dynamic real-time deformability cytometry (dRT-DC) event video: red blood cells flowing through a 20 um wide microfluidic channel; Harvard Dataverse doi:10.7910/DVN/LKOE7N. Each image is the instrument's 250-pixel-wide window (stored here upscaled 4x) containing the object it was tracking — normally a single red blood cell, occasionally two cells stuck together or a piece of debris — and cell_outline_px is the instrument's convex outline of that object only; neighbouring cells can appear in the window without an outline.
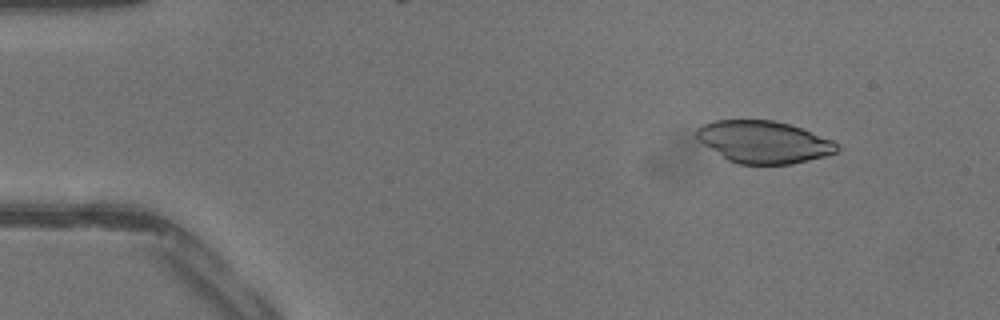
{"species": "common noctule bat (a hibernating species)", "species_latin": "Nyctalus noctula", "temperature_condition": "warm", "stored_images_in_passage": 41, "camera_frame_rate_fps": 3000, "um_per_image_px": 0.085, "animal": {"sex": "male", "body_mass_g": 13.3}, "frame": {"image": 1, "passage_image": 5, "time_ms": 1.333, "image_size_px": [1000, 320], "cell_outline_px": [[840, 148], [836, 152], [824, 156], [792, 164], [740, 164], [728, 160], [704, 144], [696, 136], [696, 128], [704, 124], [716, 120], [772, 120], [788, 124], [800, 128], [832, 140], [840, 144]], "centroid_in_image_um": [64.93, 12.07], "position_along_channel_um": 20.1, "area_um2": 34.16}}
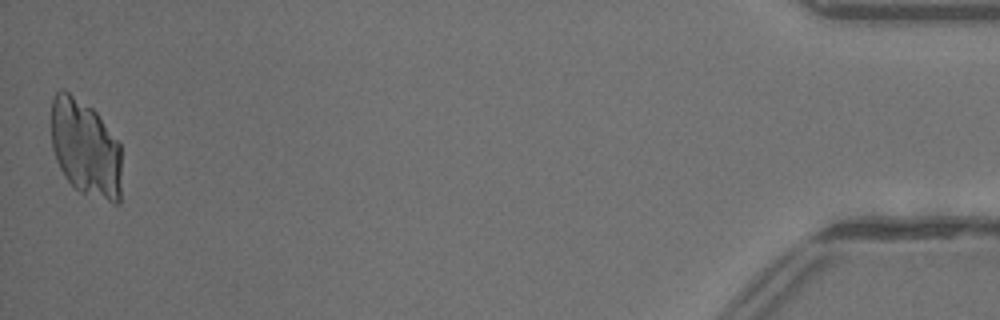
{"frame": {"image": 2, "passage_image": 41, "time_ms": 13.333, "image_size_px": [1000, 320], "cell_outline_px": [[120, 204], [112, 204], [80, 192], [68, 180], [60, 168], [56, 160], [52, 148], [52, 100], [56, 92], [60, 88], [64, 88], [92, 108], [96, 112], [120, 144]], "centroid_in_image_um": [7.26, 12.6], "position_along_channel_um": 427.9, "area_um2": 39.82}}